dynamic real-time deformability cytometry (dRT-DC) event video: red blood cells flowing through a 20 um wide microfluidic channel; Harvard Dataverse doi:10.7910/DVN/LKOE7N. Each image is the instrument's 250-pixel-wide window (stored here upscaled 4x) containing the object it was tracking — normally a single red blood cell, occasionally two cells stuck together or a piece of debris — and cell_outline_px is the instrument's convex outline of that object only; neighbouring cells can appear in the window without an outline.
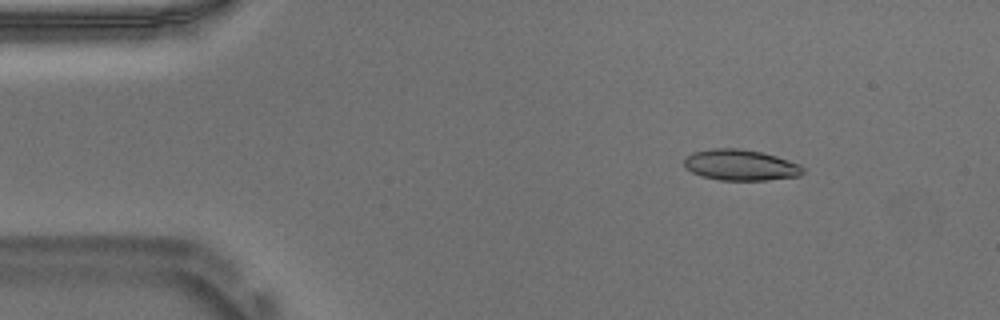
{"species": "Egyptian fruit bat (a non-hibernating species)", "species_latin": "Rousettus aegyptiacus", "temperature_condition": "warm", "stored_images_in_passage": 48, "camera_frame_rate_fps": 3000, "um_per_image_px": 0.085, "animal": {"sex": "male"}, "frame": {"image": 1, "passage_image": 2, "time_ms": 0.333, "image_size_px": [1000, 320], "cell_outline_px": [[804, 172], [800, 176], [768, 180], [720, 180], [700, 176], [684, 168], [684, 160], [692, 152], [712, 148], [740, 148], [764, 152], [800, 164], [804, 168]], "centroid_in_image_um": [62.95, 14.02], "position_along_channel_um": 22.1, "area_um2": 21.68}}
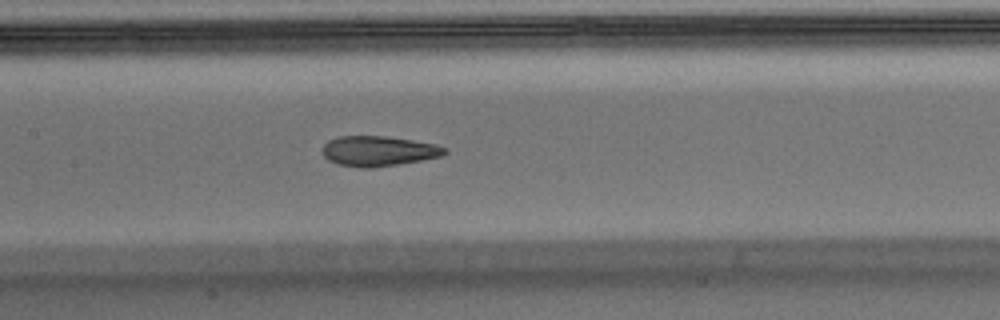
{"frame": {"image": 2, "passage_image": 20, "time_ms": 6.333, "image_size_px": [1000, 320], "cell_outline_px": [[448, 152], [440, 156], [420, 160], [372, 168], [360, 168], [336, 164], [328, 160], [320, 152], [320, 148], [328, 140], [340, 136], [384, 136], [412, 140], [436, 144], [448, 148]], "centroid_in_image_um": [32.11, 12.84], "position_along_channel_um": 175.3, "area_um2": 21.62}}
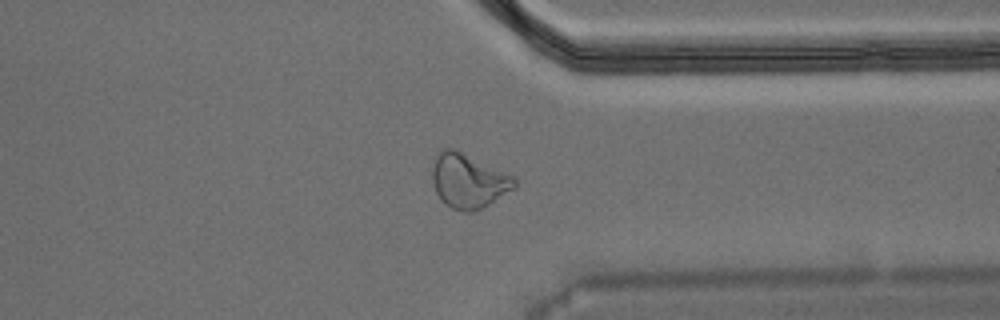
{"frame": {"image": 3, "passage_image": 36, "time_ms": 11.667, "image_size_px": [1000, 320], "cell_outline_px": [[516, 188], [488, 204], [472, 212], [464, 212], [452, 208], [444, 204], [440, 200], [432, 184], [432, 168], [436, 156], [440, 148], [456, 148], [516, 176]], "centroid_in_image_um": [39.81, 15.34], "position_along_channel_um": 371.6, "area_um2": 26.59}, "authors_computed_cell_mechanics": {"area_um2": 22.1374, "velocity_mm_per_s": 3.7354, "shape_relaxation_time_tau1_ms": null, "shape_relaxation_time_tau2_ms": 2.1037, "deformation_change_tau1": null, "deformation_change_tau2": 0.1004}}